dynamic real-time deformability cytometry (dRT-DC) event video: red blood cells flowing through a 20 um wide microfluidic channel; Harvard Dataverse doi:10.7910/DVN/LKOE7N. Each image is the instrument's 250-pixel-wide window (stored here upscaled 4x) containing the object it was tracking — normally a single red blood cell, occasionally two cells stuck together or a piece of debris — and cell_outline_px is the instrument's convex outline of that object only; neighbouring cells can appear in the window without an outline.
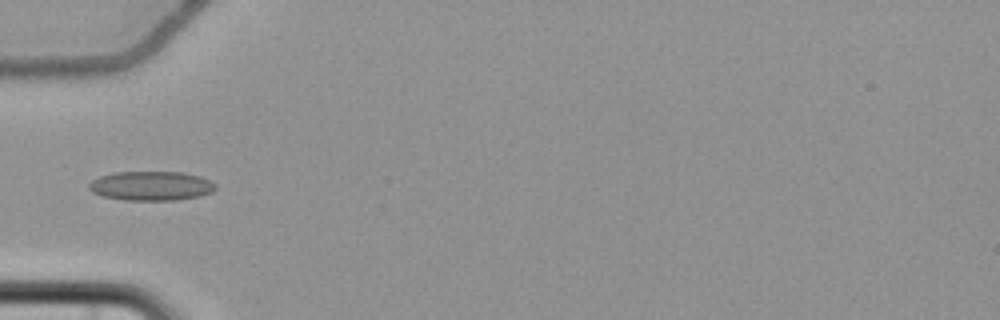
{"species": "common noctule bat (a hibernating species)", "species_latin": "Nyctalus noctula", "temperature_condition": "cold", "stored_images_in_passage": 5, "camera_frame_rate_fps": 3000, "um_per_image_px": 0.085, "animal": {"sex": "female", "body_mass_g": 22.7, "forearm_length_mm": 54.2}, "frame": {"image": 1, "passage_image": 5, "time_ms": 5.667, "image_size_px": [1000, 320], "cell_outline_px": [[216, 188], [212, 192], [200, 196], [176, 200], [124, 200], [104, 196], [92, 192], [88, 188], [88, 184], [92, 180], [100, 176], [116, 172], [180, 172], [200, 176], [216, 184]], "centroid_in_image_um": [12.85, 15.8], "position_along_channel_um": 72.2, "area_um2": 21.56}}